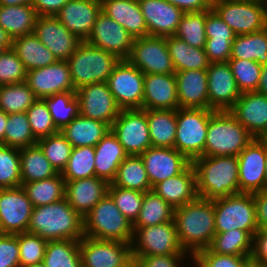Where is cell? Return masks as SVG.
<instances>
[{"mask_svg":"<svg viewBox=\"0 0 267 267\" xmlns=\"http://www.w3.org/2000/svg\"><path fill=\"white\" fill-rule=\"evenodd\" d=\"M111 131L127 155H141L151 147L147 110H120Z\"/></svg>","mask_w":267,"mask_h":267,"instance_id":"12","label":"cell"},{"mask_svg":"<svg viewBox=\"0 0 267 267\" xmlns=\"http://www.w3.org/2000/svg\"><path fill=\"white\" fill-rule=\"evenodd\" d=\"M95 148V175L111 183L119 165L128 156L117 137L110 130Z\"/></svg>","mask_w":267,"mask_h":267,"instance_id":"31","label":"cell"},{"mask_svg":"<svg viewBox=\"0 0 267 267\" xmlns=\"http://www.w3.org/2000/svg\"><path fill=\"white\" fill-rule=\"evenodd\" d=\"M211 5H215L216 3L223 2V1H233V0H209Z\"/></svg>","mask_w":267,"mask_h":267,"instance_id":"71","label":"cell"},{"mask_svg":"<svg viewBox=\"0 0 267 267\" xmlns=\"http://www.w3.org/2000/svg\"><path fill=\"white\" fill-rule=\"evenodd\" d=\"M212 9L236 35L266 28L267 3L260 0H233L216 3Z\"/></svg>","mask_w":267,"mask_h":267,"instance_id":"10","label":"cell"},{"mask_svg":"<svg viewBox=\"0 0 267 267\" xmlns=\"http://www.w3.org/2000/svg\"><path fill=\"white\" fill-rule=\"evenodd\" d=\"M229 111L254 138L263 139L266 136V95L258 92L241 93L240 97Z\"/></svg>","mask_w":267,"mask_h":267,"instance_id":"23","label":"cell"},{"mask_svg":"<svg viewBox=\"0 0 267 267\" xmlns=\"http://www.w3.org/2000/svg\"><path fill=\"white\" fill-rule=\"evenodd\" d=\"M265 175H266V178H267V159H266Z\"/></svg>","mask_w":267,"mask_h":267,"instance_id":"73","label":"cell"},{"mask_svg":"<svg viewBox=\"0 0 267 267\" xmlns=\"http://www.w3.org/2000/svg\"><path fill=\"white\" fill-rule=\"evenodd\" d=\"M33 0H0V5L14 6V5H26L32 4Z\"/></svg>","mask_w":267,"mask_h":267,"instance_id":"69","label":"cell"},{"mask_svg":"<svg viewBox=\"0 0 267 267\" xmlns=\"http://www.w3.org/2000/svg\"><path fill=\"white\" fill-rule=\"evenodd\" d=\"M26 267H46L45 264L43 262L37 263V264H33V265H29Z\"/></svg>","mask_w":267,"mask_h":267,"instance_id":"70","label":"cell"},{"mask_svg":"<svg viewBox=\"0 0 267 267\" xmlns=\"http://www.w3.org/2000/svg\"><path fill=\"white\" fill-rule=\"evenodd\" d=\"M20 267L43 262L47 242L42 237L29 232L17 233Z\"/></svg>","mask_w":267,"mask_h":267,"instance_id":"53","label":"cell"},{"mask_svg":"<svg viewBox=\"0 0 267 267\" xmlns=\"http://www.w3.org/2000/svg\"><path fill=\"white\" fill-rule=\"evenodd\" d=\"M174 221L180 245L194 256L206 249L216 234L213 200L197 198L174 210Z\"/></svg>","mask_w":267,"mask_h":267,"instance_id":"1","label":"cell"},{"mask_svg":"<svg viewBox=\"0 0 267 267\" xmlns=\"http://www.w3.org/2000/svg\"><path fill=\"white\" fill-rule=\"evenodd\" d=\"M252 255L267 265V230L258 229L254 234Z\"/></svg>","mask_w":267,"mask_h":267,"instance_id":"63","label":"cell"},{"mask_svg":"<svg viewBox=\"0 0 267 267\" xmlns=\"http://www.w3.org/2000/svg\"><path fill=\"white\" fill-rule=\"evenodd\" d=\"M215 110L178 108L174 148L191 162L203 156L210 116Z\"/></svg>","mask_w":267,"mask_h":267,"instance_id":"7","label":"cell"},{"mask_svg":"<svg viewBox=\"0 0 267 267\" xmlns=\"http://www.w3.org/2000/svg\"><path fill=\"white\" fill-rule=\"evenodd\" d=\"M33 33L58 61H67L82 42L52 15L37 16Z\"/></svg>","mask_w":267,"mask_h":267,"instance_id":"19","label":"cell"},{"mask_svg":"<svg viewBox=\"0 0 267 267\" xmlns=\"http://www.w3.org/2000/svg\"><path fill=\"white\" fill-rule=\"evenodd\" d=\"M25 82L38 99L60 92H76L67 61H57L49 66L30 70Z\"/></svg>","mask_w":267,"mask_h":267,"instance_id":"21","label":"cell"},{"mask_svg":"<svg viewBox=\"0 0 267 267\" xmlns=\"http://www.w3.org/2000/svg\"><path fill=\"white\" fill-rule=\"evenodd\" d=\"M144 76L128 59H121L107 80L121 110L143 109Z\"/></svg>","mask_w":267,"mask_h":267,"instance_id":"11","label":"cell"},{"mask_svg":"<svg viewBox=\"0 0 267 267\" xmlns=\"http://www.w3.org/2000/svg\"><path fill=\"white\" fill-rule=\"evenodd\" d=\"M65 183L63 176H56L44 180L22 184L33 207L52 204L65 198Z\"/></svg>","mask_w":267,"mask_h":267,"instance_id":"41","label":"cell"},{"mask_svg":"<svg viewBox=\"0 0 267 267\" xmlns=\"http://www.w3.org/2000/svg\"><path fill=\"white\" fill-rule=\"evenodd\" d=\"M135 262L140 267H190L193 256L191 254L140 256Z\"/></svg>","mask_w":267,"mask_h":267,"instance_id":"57","label":"cell"},{"mask_svg":"<svg viewBox=\"0 0 267 267\" xmlns=\"http://www.w3.org/2000/svg\"><path fill=\"white\" fill-rule=\"evenodd\" d=\"M256 92L267 96V65H262L261 77Z\"/></svg>","mask_w":267,"mask_h":267,"instance_id":"65","label":"cell"},{"mask_svg":"<svg viewBox=\"0 0 267 267\" xmlns=\"http://www.w3.org/2000/svg\"><path fill=\"white\" fill-rule=\"evenodd\" d=\"M185 12H200L211 10L212 5L209 0H166Z\"/></svg>","mask_w":267,"mask_h":267,"instance_id":"64","label":"cell"},{"mask_svg":"<svg viewBox=\"0 0 267 267\" xmlns=\"http://www.w3.org/2000/svg\"><path fill=\"white\" fill-rule=\"evenodd\" d=\"M206 10L200 12H185L181 17L175 36L195 48H205Z\"/></svg>","mask_w":267,"mask_h":267,"instance_id":"47","label":"cell"},{"mask_svg":"<svg viewBox=\"0 0 267 267\" xmlns=\"http://www.w3.org/2000/svg\"><path fill=\"white\" fill-rule=\"evenodd\" d=\"M152 188L185 171L192 162L175 148L149 147L140 155Z\"/></svg>","mask_w":267,"mask_h":267,"instance_id":"22","label":"cell"},{"mask_svg":"<svg viewBox=\"0 0 267 267\" xmlns=\"http://www.w3.org/2000/svg\"><path fill=\"white\" fill-rule=\"evenodd\" d=\"M192 165L199 198L215 200L239 193L237 156H200Z\"/></svg>","mask_w":267,"mask_h":267,"instance_id":"3","label":"cell"},{"mask_svg":"<svg viewBox=\"0 0 267 267\" xmlns=\"http://www.w3.org/2000/svg\"><path fill=\"white\" fill-rule=\"evenodd\" d=\"M69 0H33L37 16H55Z\"/></svg>","mask_w":267,"mask_h":267,"instance_id":"62","label":"cell"},{"mask_svg":"<svg viewBox=\"0 0 267 267\" xmlns=\"http://www.w3.org/2000/svg\"><path fill=\"white\" fill-rule=\"evenodd\" d=\"M37 99L26 82L0 86V110L6 114L26 112Z\"/></svg>","mask_w":267,"mask_h":267,"instance_id":"45","label":"cell"},{"mask_svg":"<svg viewBox=\"0 0 267 267\" xmlns=\"http://www.w3.org/2000/svg\"><path fill=\"white\" fill-rule=\"evenodd\" d=\"M151 146L174 148L176 110H147Z\"/></svg>","mask_w":267,"mask_h":267,"instance_id":"37","label":"cell"},{"mask_svg":"<svg viewBox=\"0 0 267 267\" xmlns=\"http://www.w3.org/2000/svg\"><path fill=\"white\" fill-rule=\"evenodd\" d=\"M56 128L60 131L80 114L76 92H60L43 98Z\"/></svg>","mask_w":267,"mask_h":267,"instance_id":"44","label":"cell"},{"mask_svg":"<svg viewBox=\"0 0 267 267\" xmlns=\"http://www.w3.org/2000/svg\"><path fill=\"white\" fill-rule=\"evenodd\" d=\"M65 181V199L82 217L108 193L109 183L96 176Z\"/></svg>","mask_w":267,"mask_h":267,"instance_id":"27","label":"cell"},{"mask_svg":"<svg viewBox=\"0 0 267 267\" xmlns=\"http://www.w3.org/2000/svg\"><path fill=\"white\" fill-rule=\"evenodd\" d=\"M108 194L112 197L120 212L133 224L139 216L144 192L123 189L109 183Z\"/></svg>","mask_w":267,"mask_h":267,"instance_id":"52","label":"cell"},{"mask_svg":"<svg viewBox=\"0 0 267 267\" xmlns=\"http://www.w3.org/2000/svg\"><path fill=\"white\" fill-rule=\"evenodd\" d=\"M175 74H145L143 110H177Z\"/></svg>","mask_w":267,"mask_h":267,"instance_id":"26","label":"cell"},{"mask_svg":"<svg viewBox=\"0 0 267 267\" xmlns=\"http://www.w3.org/2000/svg\"><path fill=\"white\" fill-rule=\"evenodd\" d=\"M230 59L251 60L267 65V29L236 35Z\"/></svg>","mask_w":267,"mask_h":267,"instance_id":"40","label":"cell"},{"mask_svg":"<svg viewBox=\"0 0 267 267\" xmlns=\"http://www.w3.org/2000/svg\"><path fill=\"white\" fill-rule=\"evenodd\" d=\"M33 206L23 187L0 189L2 234L27 232Z\"/></svg>","mask_w":267,"mask_h":267,"instance_id":"16","label":"cell"},{"mask_svg":"<svg viewBox=\"0 0 267 267\" xmlns=\"http://www.w3.org/2000/svg\"><path fill=\"white\" fill-rule=\"evenodd\" d=\"M102 12L117 21L134 38L148 36L138 0H101Z\"/></svg>","mask_w":267,"mask_h":267,"instance_id":"30","label":"cell"},{"mask_svg":"<svg viewBox=\"0 0 267 267\" xmlns=\"http://www.w3.org/2000/svg\"><path fill=\"white\" fill-rule=\"evenodd\" d=\"M166 44L175 72L183 70L208 69L211 62L205 53V49L191 47L175 35L167 36Z\"/></svg>","mask_w":267,"mask_h":267,"instance_id":"34","label":"cell"},{"mask_svg":"<svg viewBox=\"0 0 267 267\" xmlns=\"http://www.w3.org/2000/svg\"><path fill=\"white\" fill-rule=\"evenodd\" d=\"M112 185L147 192L152 190L147 171L140 155H128L119 165Z\"/></svg>","mask_w":267,"mask_h":267,"instance_id":"38","label":"cell"},{"mask_svg":"<svg viewBox=\"0 0 267 267\" xmlns=\"http://www.w3.org/2000/svg\"><path fill=\"white\" fill-rule=\"evenodd\" d=\"M36 144L41 148L51 165L61 173L66 167L72 151V145L59 131L53 135L37 140Z\"/></svg>","mask_w":267,"mask_h":267,"instance_id":"49","label":"cell"},{"mask_svg":"<svg viewBox=\"0 0 267 267\" xmlns=\"http://www.w3.org/2000/svg\"><path fill=\"white\" fill-rule=\"evenodd\" d=\"M238 157L239 193H256L267 190L265 175L267 142L255 138Z\"/></svg>","mask_w":267,"mask_h":267,"instance_id":"15","label":"cell"},{"mask_svg":"<svg viewBox=\"0 0 267 267\" xmlns=\"http://www.w3.org/2000/svg\"><path fill=\"white\" fill-rule=\"evenodd\" d=\"M20 172L22 184L44 180L58 174L37 144L20 148Z\"/></svg>","mask_w":267,"mask_h":267,"instance_id":"35","label":"cell"},{"mask_svg":"<svg viewBox=\"0 0 267 267\" xmlns=\"http://www.w3.org/2000/svg\"><path fill=\"white\" fill-rule=\"evenodd\" d=\"M208 105L212 110H230L241 92L228 62L210 63L207 69Z\"/></svg>","mask_w":267,"mask_h":267,"instance_id":"20","label":"cell"},{"mask_svg":"<svg viewBox=\"0 0 267 267\" xmlns=\"http://www.w3.org/2000/svg\"><path fill=\"white\" fill-rule=\"evenodd\" d=\"M242 267H267V265L251 254L244 257Z\"/></svg>","mask_w":267,"mask_h":267,"instance_id":"67","label":"cell"},{"mask_svg":"<svg viewBox=\"0 0 267 267\" xmlns=\"http://www.w3.org/2000/svg\"><path fill=\"white\" fill-rule=\"evenodd\" d=\"M258 229L267 230V190L253 193Z\"/></svg>","mask_w":267,"mask_h":267,"instance_id":"61","label":"cell"},{"mask_svg":"<svg viewBox=\"0 0 267 267\" xmlns=\"http://www.w3.org/2000/svg\"><path fill=\"white\" fill-rule=\"evenodd\" d=\"M83 267H128L132 262L131 244L84 236L79 240Z\"/></svg>","mask_w":267,"mask_h":267,"instance_id":"13","label":"cell"},{"mask_svg":"<svg viewBox=\"0 0 267 267\" xmlns=\"http://www.w3.org/2000/svg\"><path fill=\"white\" fill-rule=\"evenodd\" d=\"M83 220L84 236L132 244L133 224L120 212L108 193L83 217Z\"/></svg>","mask_w":267,"mask_h":267,"instance_id":"5","label":"cell"},{"mask_svg":"<svg viewBox=\"0 0 267 267\" xmlns=\"http://www.w3.org/2000/svg\"><path fill=\"white\" fill-rule=\"evenodd\" d=\"M263 139L267 142V134H266V136Z\"/></svg>","mask_w":267,"mask_h":267,"instance_id":"76","label":"cell"},{"mask_svg":"<svg viewBox=\"0 0 267 267\" xmlns=\"http://www.w3.org/2000/svg\"><path fill=\"white\" fill-rule=\"evenodd\" d=\"M216 233L241 229L252 236L258 230L252 193H238L213 200Z\"/></svg>","mask_w":267,"mask_h":267,"instance_id":"8","label":"cell"},{"mask_svg":"<svg viewBox=\"0 0 267 267\" xmlns=\"http://www.w3.org/2000/svg\"><path fill=\"white\" fill-rule=\"evenodd\" d=\"M12 49L23 63L27 72L49 66L58 61L34 33L13 38Z\"/></svg>","mask_w":267,"mask_h":267,"instance_id":"33","label":"cell"},{"mask_svg":"<svg viewBox=\"0 0 267 267\" xmlns=\"http://www.w3.org/2000/svg\"><path fill=\"white\" fill-rule=\"evenodd\" d=\"M128 60L143 74H175V68L166 44V37L134 38Z\"/></svg>","mask_w":267,"mask_h":267,"instance_id":"14","label":"cell"},{"mask_svg":"<svg viewBox=\"0 0 267 267\" xmlns=\"http://www.w3.org/2000/svg\"><path fill=\"white\" fill-rule=\"evenodd\" d=\"M148 36L167 37L177 32L184 12L166 0H138Z\"/></svg>","mask_w":267,"mask_h":267,"instance_id":"25","label":"cell"},{"mask_svg":"<svg viewBox=\"0 0 267 267\" xmlns=\"http://www.w3.org/2000/svg\"><path fill=\"white\" fill-rule=\"evenodd\" d=\"M12 37L0 25V46L5 49L12 48Z\"/></svg>","mask_w":267,"mask_h":267,"instance_id":"66","label":"cell"},{"mask_svg":"<svg viewBox=\"0 0 267 267\" xmlns=\"http://www.w3.org/2000/svg\"><path fill=\"white\" fill-rule=\"evenodd\" d=\"M206 40H234L236 34L213 10H206Z\"/></svg>","mask_w":267,"mask_h":267,"instance_id":"58","label":"cell"},{"mask_svg":"<svg viewBox=\"0 0 267 267\" xmlns=\"http://www.w3.org/2000/svg\"><path fill=\"white\" fill-rule=\"evenodd\" d=\"M120 60L115 54L82 41L67 60L74 89L97 82H107Z\"/></svg>","mask_w":267,"mask_h":267,"instance_id":"6","label":"cell"},{"mask_svg":"<svg viewBox=\"0 0 267 267\" xmlns=\"http://www.w3.org/2000/svg\"><path fill=\"white\" fill-rule=\"evenodd\" d=\"M179 108L208 109L207 70L176 71Z\"/></svg>","mask_w":267,"mask_h":267,"instance_id":"28","label":"cell"},{"mask_svg":"<svg viewBox=\"0 0 267 267\" xmlns=\"http://www.w3.org/2000/svg\"><path fill=\"white\" fill-rule=\"evenodd\" d=\"M95 148L91 146L73 147L66 167L60 173L64 180L94 177Z\"/></svg>","mask_w":267,"mask_h":267,"instance_id":"46","label":"cell"},{"mask_svg":"<svg viewBox=\"0 0 267 267\" xmlns=\"http://www.w3.org/2000/svg\"><path fill=\"white\" fill-rule=\"evenodd\" d=\"M174 210L175 208L153 190L144 192L139 216L133 223V231L135 232L139 227L174 221Z\"/></svg>","mask_w":267,"mask_h":267,"instance_id":"39","label":"cell"},{"mask_svg":"<svg viewBox=\"0 0 267 267\" xmlns=\"http://www.w3.org/2000/svg\"><path fill=\"white\" fill-rule=\"evenodd\" d=\"M0 267H20L17 234L0 235Z\"/></svg>","mask_w":267,"mask_h":267,"instance_id":"59","label":"cell"},{"mask_svg":"<svg viewBox=\"0 0 267 267\" xmlns=\"http://www.w3.org/2000/svg\"><path fill=\"white\" fill-rule=\"evenodd\" d=\"M245 256L218 254L208 248L198 251L193 262L198 267H242Z\"/></svg>","mask_w":267,"mask_h":267,"instance_id":"56","label":"cell"},{"mask_svg":"<svg viewBox=\"0 0 267 267\" xmlns=\"http://www.w3.org/2000/svg\"><path fill=\"white\" fill-rule=\"evenodd\" d=\"M152 190L173 208L183 206L198 198L196 172L191 164L182 173L157 183Z\"/></svg>","mask_w":267,"mask_h":267,"instance_id":"29","label":"cell"},{"mask_svg":"<svg viewBox=\"0 0 267 267\" xmlns=\"http://www.w3.org/2000/svg\"><path fill=\"white\" fill-rule=\"evenodd\" d=\"M43 263L46 267H83L79 240L48 241Z\"/></svg>","mask_w":267,"mask_h":267,"instance_id":"43","label":"cell"},{"mask_svg":"<svg viewBox=\"0 0 267 267\" xmlns=\"http://www.w3.org/2000/svg\"><path fill=\"white\" fill-rule=\"evenodd\" d=\"M101 11V0H69L55 16L71 33L86 41Z\"/></svg>","mask_w":267,"mask_h":267,"instance_id":"24","label":"cell"},{"mask_svg":"<svg viewBox=\"0 0 267 267\" xmlns=\"http://www.w3.org/2000/svg\"><path fill=\"white\" fill-rule=\"evenodd\" d=\"M4 51V49L0 46V54Z\"/></svg>","mask_w":267,"mask_h":267,"instance_id":"75","label":"cell"},{"mask_svg":"<svg viewBox=\"0 0 267 267\" xmlns=\"http://www.w3.org/2000/svg\"><path fill=\"white\" fill-rule=\"evenodd\" d=\"M110 130L111 126L109 124L79 114L60 132L72 147H95Z\"/></svg>","mask_w":267,"mask_h":267,"instance_id":"32","label":"cell"},{"mask_svg":"<svg viewBox=\"0 0 267 267\" xmlns=\"http://www.w3.org/2000/svg\"><path fill=\"white\" fill-rule=\"evenodd\" d=\"M27 71L15 51L5 49L0 54V86L26 81Z\"/></svg>","mask_w":267,"mask_h":267,"instance_id":"55","label":"cell"},{"mask_svg":"<svg viewBox=\"0 0 267 267\" xmlns=\"http://www.w3.org/2000/svg\"><path fill=\"white\" fill-rule=\"evenodd\" d=\"M21 186L20 149L0 145V189Z\"/></svg>","mask_w":267,"mask_h":267,"instance_id":"50","label":"cell"},{"mask_svg":"<svg viewBox=\"0 0 267 267\" xmlns=\"http://www.w3.org/2000/svg\"><path fill=\"white\" fill-rule=\"evenodd\" d=\"M208 249L218 254L248 256L252 254L253 236L241 229L216 233Z\"/></svg>","mask_w":267,"mask_h":267,"instance_id":"42","label":"cell"},{"mask_svg":"<svg viewBox=\"0 0 267 267\" xmlns=\"http://www.w3.org/2000/svg\"><path fill=\"white\" fill-rule=\"evenodd\" d=\"M80 115L102 121L110 126L120 113L107 82H97L76 90Z\"/></svg>","mask_w":267,"mask_h":267,"instance_id":"17","label":"cell"},{"mask_svg":"<svg viewBox=\"0 0 267 267\" xmlns=\"http://www.w3.org/2000/svg\"><path fill=\"white\" fill-rule=\"evenodd\" d=\"M36 142L26 112L8 114L4 145L20 149L33 146Z\"/></svg>","mask_w":267,"mask_h":267,"instance_id":"48","label":"cell"},{"mask_svg":"<svg viewBox=\"0 0 267 267\" xmlns=\"http://www.w3.org/2000/svg\"><path fill=\"white\" fill-rule=\"evenodd\" d=\"M7 120H8V114L0 110V145H4V135H5Z\"/></svg>","mask_w":267,"mask_h":267,"instance_id":"68","label":"cell"},{"mask_svg":"<svg viewBox=\"0 0 267 267\" xmlns=\"http://www.w3.org/2000/svg\"><path fill=\"white\" fill-rule=\"evenodd\" d=\"M37 14L32 4L0 5V25L13 38L34 32Z\"/></svg>","mask_w":267,"mask_h":267,"instance_id":"36","label":"cell"},{"mask_svg":"<svg viewBox=\"0 0 267 267\" xmlns=\"http://www.w3.org/2000/svg\"><path fill=\"white\" fill-rule=\"evenodd\" d=\"M133 261L140 256L189 254L180 245L175 221L139 227L131 244Z\"/></svg>","mask_w":267,"mask_h":267,"instance_id":"9","label":"cell"},{"mask_svg":"<svg viewBox=\"0 0 267 267\" xmlns=\"http://www.w3.org/2000/svg\"><path fill=\"white\" fill-rule=\"evenodd\" d=\"M190 267H198V266L193 262Z\"/></svg>","mask_w":267,"mask_h":267,"instance_id":"74","label":"cell"},{"mask_svg":"<svg viewBox=\"0 0 267 267\" xmlns=\"http://www.w3.org/2000/svg\"><path fill=\"white\" fill-rule=\"evenodd\" d=\"M234 40H206L205 53L211 63L228 62Z\"/></svg>","mask_w":267,"mask_h":267,"instance_id":"60","label":"cell"},{"mask_svg":"<svg viewBox=\"0 0 267 267\" xmlns=\"http://www.w3.org/2000/svg\"><path fill=\"white\" fill-rule=\"evenodd\" d=\"M128 267H140L135 261H133Z\"/></svg>","mask_w":267,"mask_h":267,"instance_id":"72","label":"cell"},{"mask_svg":"<svg viewBox=\"0 0 267 267\" xmlns=\"http://www.w3.org/2000/svg\"><path fill=\"white\" fill-rule=\"evenodd\" d=\"M133 40L134 37L123 26L101 11L86 42L115 54L119 59H128Z\"/></svg>","mask_w":267,"mask_h":267,"instance_id":"18","label":"cell"},{"mask_svg":"<svg viewBox=\"0 0 267 267\" xmlns=\"http://www.w3.org/2000/svg\"><path fill=\"white\" fill-rule=\"evenodd\" d=\"M26 114L32 134L37 140L59 132L43 99H37L26 111Z\"/></svg>","mask_w":267,"mask_h":267,"instance_id":"54","label":"cell"},{"mask_svg":"<svg viewBox=\"0 0 267 267\" xmlns=\"http://www.w3.org/2000/svg\"><path fill=\"white\" fill-rule=\"evenodd\" d=\"M255 138L229 111L210 116L203 156H238Z\"/></svg>","mask_w":267,"mask_h":267,"instance_id":"4","label":"cell"},{"mask_svg":"<svg viewBox=\"0 0 267 267\" xmlns=\"http://www.w3.org/2000/svg\"><path fill=\"white\" fill-rule=\"evenodd\" d=\"M228 63L240 92H256L261 77L262 65L256 61L242 59H229Z\"/></svg>","mask_w":267,"mask_h":267,"instance_id":"51","label":"cell"},{"mask_svg":"<svg viewBox=\"0 0 267 267\" xmlns=\"http://www.w3.org/2000/svg\"><path fill=\"white\" fill-rule=\"evenodd\" d=\"M27 232L46 241L80 240L84 237V220L63 198L52 204L33 207Z\"/></svg>","mask_w":267,"mask_h":267,"instance_id":"2","label":"cell"}]
</instances>
